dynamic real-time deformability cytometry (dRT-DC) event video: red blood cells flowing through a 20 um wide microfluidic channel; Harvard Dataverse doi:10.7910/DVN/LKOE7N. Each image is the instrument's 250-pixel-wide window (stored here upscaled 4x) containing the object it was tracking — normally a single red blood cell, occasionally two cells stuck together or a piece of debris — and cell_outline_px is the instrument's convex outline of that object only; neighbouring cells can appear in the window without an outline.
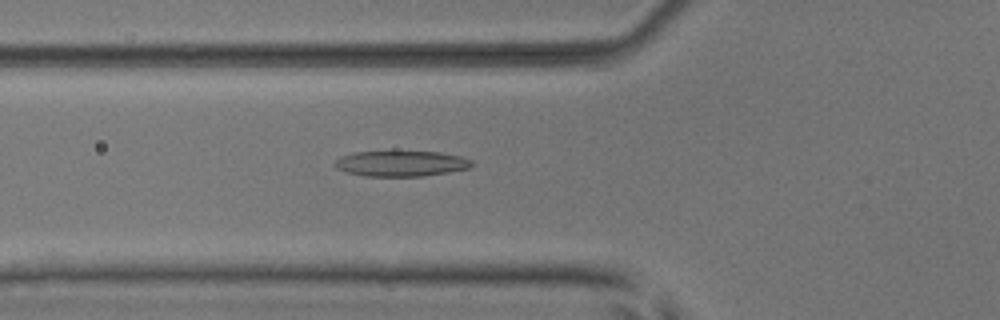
{"species": "common noctule bat (a hibernating species)", "species_latin": "Nyctalus noctula", "temperature_condition": "room temperature", "stored_images_in_passage": 37, "camera_frame_rate_fps": 3000, "um_per_image_px": 0.085, "animal": {"sex": "male", "body_mass_g": 17.9, "forearm_length_mm": 54.2}, "frame": {"image": 1, "passage_image": 9, "time_ms": 2.667, "image_size_px": [1000, 320], "cell_outline_px": [[472, 164], [468, 168], [424, 176], [364, 176], [348, 172], [336, 168], [332, 164], [340, 156], [352, 152], [392, 148], [396, 148], [440, 152], [460, 156], [472, 160]], "centroid_in_image_um": [34.02, 13.83], "position_along_channel_um": 91.8, "area_um2": 21.56}}
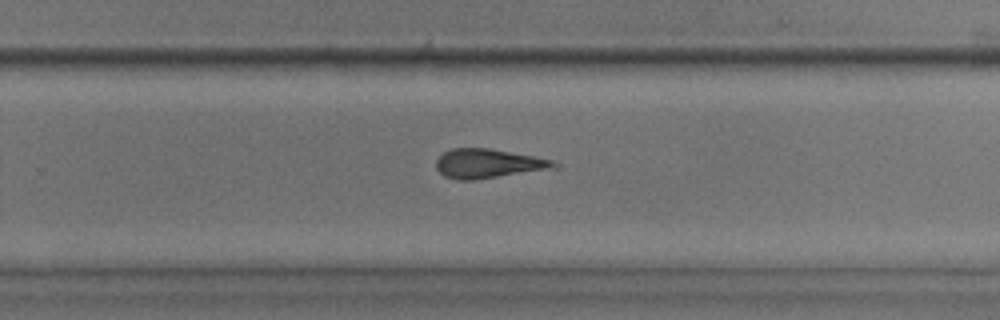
{"frame": {"image": 2, "passage_image": 24, "time_ms": 7.667, "image_size_px": [1000, 320], "cell_outline_px": [[560, 164], [556, 168], [476, 180], [456, 180], [444, 176], [436, 168], [436, 160], [444, 152], [452, 148], [488, 148], [532, 156], [552, 160]], "centroid_in_image_um": [41.48, 13.91], "position_along_channel_um": 288.3, "area_um2": 20.06}}
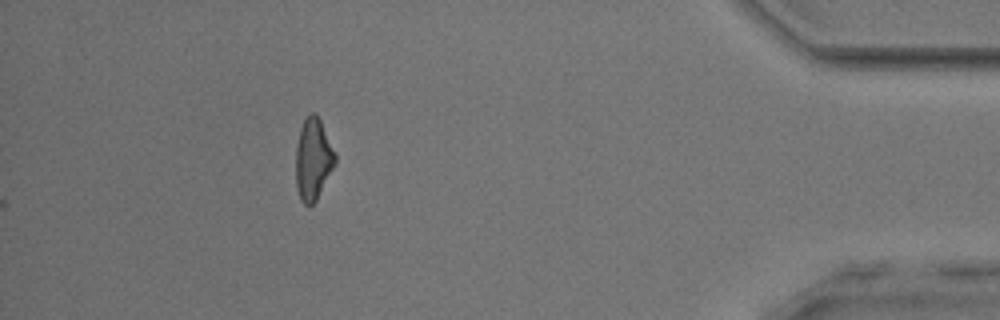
{"frame": {"image": 3, "passage_image": 37, "time_ms": 12.0, "image_size_px": [1000, 320], "cell_outline_px": [[336, 164], [316, 200], [308, 208], [300, 200], [296, 188], [296, 144], [300, 128], [304, 120], [312, 112], [316, 112], [320, 120], [336, 156]], "centroid_in_image_um": [26.6, 13.57], "position_along_channel_um": 408.6, "area_um2": 18.73}, "authors_computed_cell_mechanics": {"area_um2": 20.1722, "velocity_mm_per_s": 3.9378, "shape_relaxation_time_tau1_ms": 7.6764, "shape_relaxation_time_tau2_ms": 4.606, "deformation_change_tau1": 0.1644, "deformation_change_tau2": 0.1972}}